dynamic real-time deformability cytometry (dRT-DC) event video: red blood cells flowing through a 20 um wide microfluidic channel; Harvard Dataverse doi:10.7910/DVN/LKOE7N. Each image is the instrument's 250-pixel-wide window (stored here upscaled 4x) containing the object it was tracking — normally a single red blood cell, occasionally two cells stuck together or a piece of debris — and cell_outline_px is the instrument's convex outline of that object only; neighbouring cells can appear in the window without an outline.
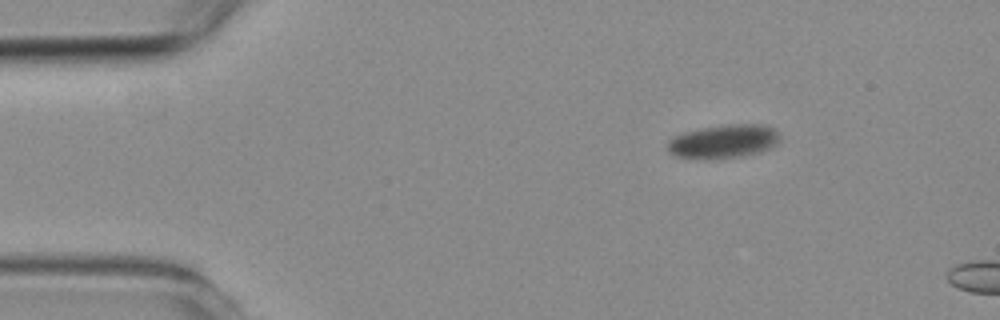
{"species": "common noctule bat (a hibernating species)", "species_latin": "Nyctalus noctula", "temperature_condition": "room temperature", "stored_images_in_passage": 3, "camera_frame_rate_fps": 3000, "um_per_image_px": 0.085, "animal": {"sex": "female", "body_mass_g": 19.3, "forearm_length_mm": 54.1}, "frame": {"image": 1, "passage_image": 1, "time_ms": 0.0, "image_size_px": [1000, 320], "cell_outline_px": [[780, 140], [776, 144], [760, 152], [740, 156], [676, 156], [668, 148], [668, 140], [684, 132], [704, 128], [728, 124], [764, 124], [772, 128], [780, 136]], "centroid_in_image_um": [61.58, 11.96], "position_along_channel_um": 23.4, "area_um2": 20.87}}